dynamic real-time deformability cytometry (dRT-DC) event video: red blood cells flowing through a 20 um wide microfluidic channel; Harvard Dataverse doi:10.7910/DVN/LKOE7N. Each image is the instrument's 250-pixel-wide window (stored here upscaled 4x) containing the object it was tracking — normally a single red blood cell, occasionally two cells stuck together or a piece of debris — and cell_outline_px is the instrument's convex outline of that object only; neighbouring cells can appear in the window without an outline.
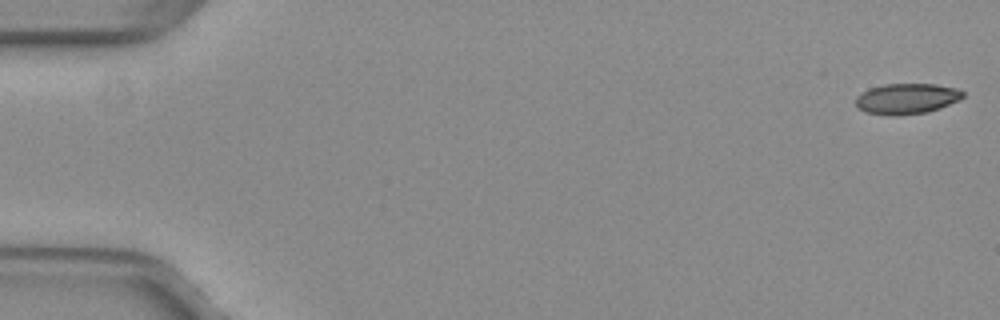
{"species": "common noctule bat (a hibernating species)", "species_latin": "Nyctalus noctula", "temperature_condition": "warm", "stored_images_in_passage": 9, "camera_frame_rate_fps": 3000, "um_per_image_px": 0.085, "animal": {"sex": "female", "body_mass_g": 29.2, "forearm_length_mm": 56.3}, "frame": {"image": 1, "passage_image": 1, "time_ms": 0.0, "image_size_px": [1000, 320], "cell_outline_px": [[964, 96], [960, 100], [940, 108], [928, 112], [896, 116], [892, 116], [864, 112], [856, 108], [856, 96], [868, 88], [884, 84], [936, 84], [956, 88], [964, 92]], "centroid_in_image_um": [77.05, 8.39], "position_along_channel_um": 8.0, "area_um2": 19.42}}